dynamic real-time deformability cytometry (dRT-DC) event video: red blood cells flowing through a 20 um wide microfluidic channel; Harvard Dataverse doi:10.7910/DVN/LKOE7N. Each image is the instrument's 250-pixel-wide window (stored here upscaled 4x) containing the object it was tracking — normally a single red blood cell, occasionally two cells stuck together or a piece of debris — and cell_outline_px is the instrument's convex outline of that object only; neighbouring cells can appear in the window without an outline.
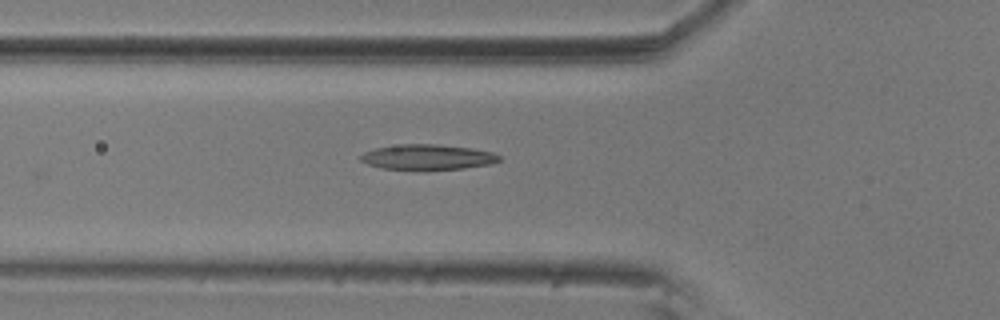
{"species": "common noctule bat (a hibernating species)", "species_latin": "Nyctalus noctula", "temperature_condition": "room temperature", "stored_images_in_passage": 5, "camera_frame_rate_fps": 3000, "um_per_image_px": 0.085, "animal": {"sex": "male", "body_mass_g": 20.5, "forearm_length_mm": 52.5}, "frame": {"image": 1, "passage_image": 5, "time_ms": 1.333, "image_size_px": [1000, 320], "cell_outline_px": [[500, 160], [492, 164], [464, 168], [424, 172], [380, 168], [368, 164], [360, 160], [360, 156], [364, 152], [376, 148], [400, 144], [436, 144], [472, 148], [492, 152], [500, 156]], "centroid_in_image_um": [36.34, 13.39], "position_along_channel_um": 89.5, "area_um2": 21.1}}